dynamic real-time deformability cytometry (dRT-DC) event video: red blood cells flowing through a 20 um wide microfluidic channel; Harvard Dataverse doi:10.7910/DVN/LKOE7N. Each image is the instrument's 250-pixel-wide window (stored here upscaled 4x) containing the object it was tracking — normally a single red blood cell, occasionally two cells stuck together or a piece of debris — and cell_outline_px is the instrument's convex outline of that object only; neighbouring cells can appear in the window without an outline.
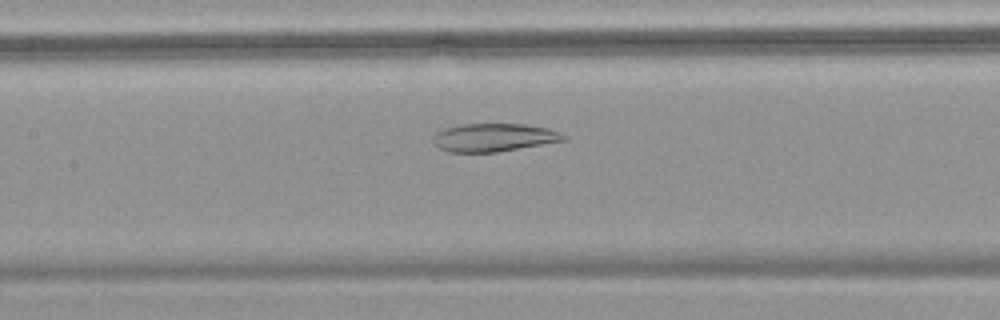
{"species": "common noctule bat (a hibernating species)", "species_latin": "Nyctalus noctula", "temperature_condition": "warm", "stored_images_in_passage": 47, "camera_frame_rate_fps": 3000, "um_per_image_px": 0.085, "animal": {"sex": "female", "body_mass_g": 18.4}, "frame": {"image": 1, "passage_image": 22, "time_ms": 7.0, "image_size_px": [1000, 320], "cell_outline_px": [[568, 140], [496, 152], [448, 152], [440, 148], [432, 140], [432, 136], [436, 132], [444, 128], [464, 124], [524, 124], [548, 128], [560, 132], [568, 136]], "centroid_in_image_um": [42.0, 11.68], "position_along_channel_um": 165.4, "area_um2": 21.44}}
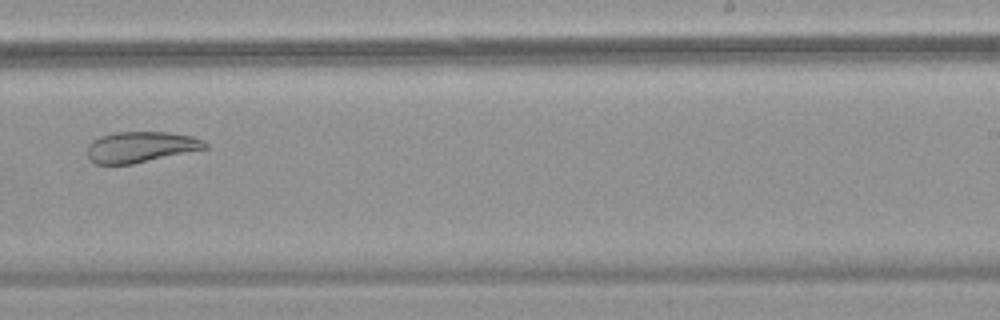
{"frame": {"image": 2, "passage_image": 30, "time_ms": 9.667, "image_size_px": [1000, 320], "cell_outline_px": [[208, 148], [132, 164], [96, 164], [88, 160], [88, 144], [92, 140], [100, 136], [116, 132], [168, 132], [192, 136], [204, 140], [208, 144]], "centroid_in_image_um": [11.95, 12.49], "position_along_channel_um": 277.0, "area_um2": 21.21}}
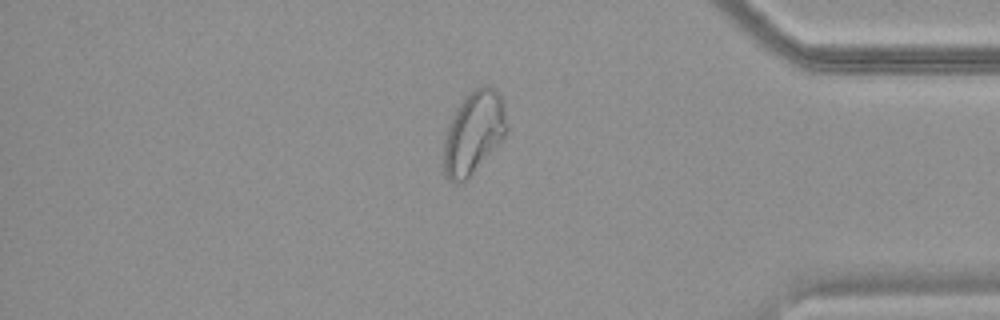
{"frame": {"image": 3, "passage_image": 40, "time_ms": 13.0, "image_size_px": [1000, 320], "cell_outline_px": [[508, 132], [468, 176], [464, 180], [456, 184], [448, 180], [444, 172], [444, 140], [452, 116], [456, 108], [476, 88], [484, 84], [492, 88], [500, 96], [504, 104], [508, 128]], "centroid_in_image_um": [40.26, 11.26], "position_along_channel_um": 394.9, "area_um2": 29.48}}